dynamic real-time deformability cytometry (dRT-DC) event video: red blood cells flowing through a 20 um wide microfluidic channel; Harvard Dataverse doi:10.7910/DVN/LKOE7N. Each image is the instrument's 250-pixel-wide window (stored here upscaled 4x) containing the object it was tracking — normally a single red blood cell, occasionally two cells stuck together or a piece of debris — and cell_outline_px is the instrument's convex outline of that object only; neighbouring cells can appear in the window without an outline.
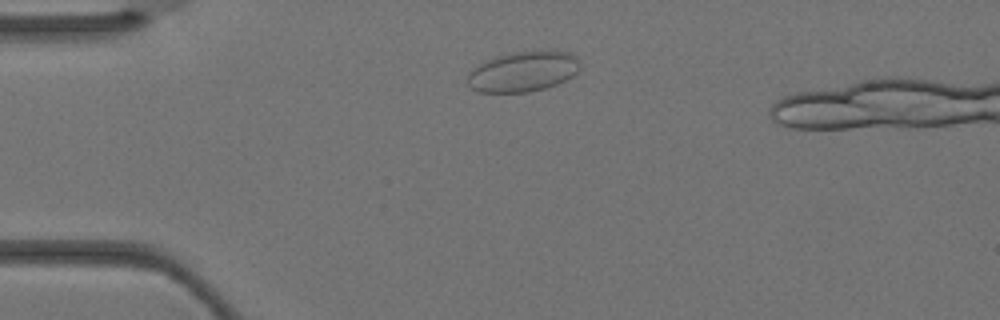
{"species": "Egyptian fruit bat (a non-hibernating species)", "species_latin": "Rousettus aegyptiacus", "temperature_condition": "warm", "stored_images_in_passage": 2, "camera_frame_rate_fps": 3000, "um_per_image_px": 0.085, "animal": {"sex": "female"}, "frame": {"image": 1, "passage_image": 1, "time_ms": 0.0, "image_size_px": [1000, 320], "cell_outline_px": [[580, 68], [572, 76], [556, 84], [544, 88], [528, 92], [480, 92], [472, 88], [468, 84], [468, 72], [484, 60], [496, 56], [512, 52], [540, 48], [548, 48], [568, 52], [576, 56], [580, 60]], "centroid_in_image_um": [44.49, 6.03], "position_along_channel_um": 40.5, "area_um2": 27.05}}